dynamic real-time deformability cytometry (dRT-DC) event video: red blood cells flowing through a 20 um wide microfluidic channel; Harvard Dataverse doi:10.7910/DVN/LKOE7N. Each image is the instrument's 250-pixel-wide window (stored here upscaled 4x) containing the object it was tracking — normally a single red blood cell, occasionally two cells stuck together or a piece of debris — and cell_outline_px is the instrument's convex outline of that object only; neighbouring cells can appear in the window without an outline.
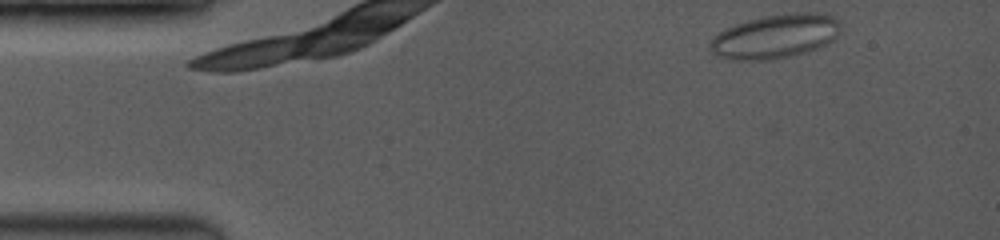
{"species": "common noctule bat (a hibernating species)", "species_latin": "Nyctalus noctula", "temperature_condition": "room temperature", "stored_images_in_passage": 8, "camera_frame_rate_fps": 3500, "um_per_image_px": 0.085, "animal": {"sex": "female", "body_mass_g": 19.0, "forearm_length_mm": 53.3}, "frame": {"image": 1, "passage_image": 1, "time_ms": 0.0, "image_size_px": [1000, 240], "cell_outline_px": [[840, 32], [832, 40], [808, 52], [792, 56], [772, 60], [728, 60], [708, 52], [708, 44], [712, 36], [724, 28], [736, 24], [768, 16], [808, 12], [816, 12], [832, 16], [840, 20]], "centroid_in_image_um": [65.84, 3.12], "position_along_channel_um": 19.2, "area_um2": 33.64}}
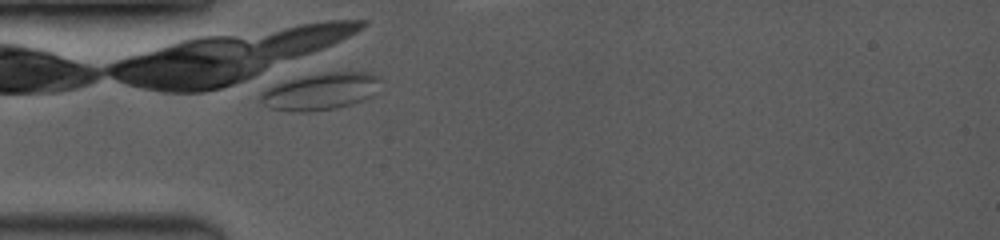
{"frame": {"image": 2, "passage_image": 8, "time_ms": 3.429, "image_size_px": [1000, 240], "cell_outline_px": [[380, 92], [364, 100], [352, 104], [336, 108], [308, 112], [292, 112], [268, 108], [260, 100], [260, 96], [268, 88], [292, 80], [308, 76], [328, 72], [368, 72], [380, 76]], "centroid_in_image_um": [27.36, 7.8], "position_along_channel_um": 57.6, "area_um2": 25.66}}